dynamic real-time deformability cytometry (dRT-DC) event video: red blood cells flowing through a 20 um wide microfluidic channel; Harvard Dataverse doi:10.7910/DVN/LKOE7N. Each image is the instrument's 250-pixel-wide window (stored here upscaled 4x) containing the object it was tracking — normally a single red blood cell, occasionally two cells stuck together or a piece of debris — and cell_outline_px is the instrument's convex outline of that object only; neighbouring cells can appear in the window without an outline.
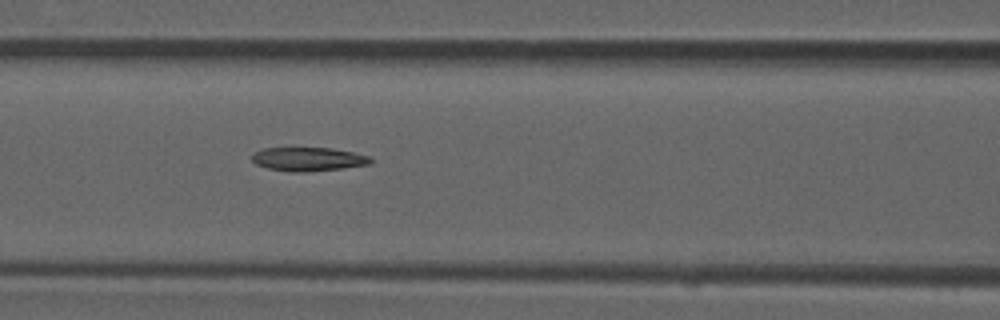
{"species": "common noctule bat (a hibernating species)", "species_latin": "Nyctalus noctula", "temperature_condition": "room temperature", "stored_images_in_passage": 7, "camera_frame_rate_fps": 3000, "um_per_image_px": 0.085, "animal": {"sex": "male", "forearm_length_mm": 52.5}, "frame": {"image": 1, "passage_image": 7, "time_ms": 2.0, "image_size_px": [1000, 320], "cell_outline_px": [[372, 164], [344, 168], [304, 172], [288, 172], [268, 168], [256, 164], [252, 160], [252, 152], [264, 148], [332, 148], [372, 156]], "centroid_in_image_um": [26.22, 13.53], "position_along_channel_um": 140.4, "area_um2": 16.59}}